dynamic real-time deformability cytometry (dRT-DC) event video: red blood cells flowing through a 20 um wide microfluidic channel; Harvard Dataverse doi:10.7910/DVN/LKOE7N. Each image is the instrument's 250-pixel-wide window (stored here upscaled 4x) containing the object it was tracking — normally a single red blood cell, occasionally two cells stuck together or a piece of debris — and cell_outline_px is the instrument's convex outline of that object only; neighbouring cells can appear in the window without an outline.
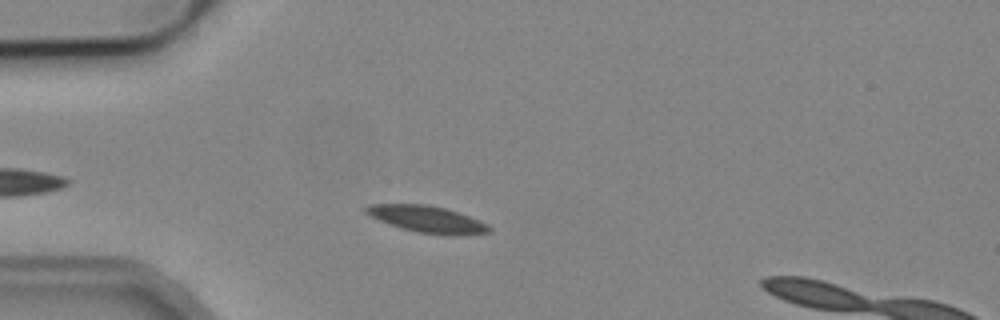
{"species": "common noctule bat (a hibernating species)", "species_latin": "Nyctalus noctula", "temperature_condition": "cold", "stored_images_in_passage": 3, "camera_frame_rate_fps": 3000, "um_per_image_px": 0.085, "animal": {"sex": "male", "body_mass_g": 19.2, "forearm_length_mm": 51.8}, "frame": {"image": 1, "passage_image": 3, "time_ms": 2.333, "image_size_px": [1000, 320], "cell_outline_px": [[492, 232], [456, 236], [452, 236], [416, 232], [400, 228], [380, 220], [364, 212], [364, 208], [368, 204], [428, 204], [444, 208], [480, 220], [488, 224], [492, 228]], "centroid_in_image_um": [36.34, 18.64], "position_along_channel_um": 48.7, "area_um2": 19.25}}